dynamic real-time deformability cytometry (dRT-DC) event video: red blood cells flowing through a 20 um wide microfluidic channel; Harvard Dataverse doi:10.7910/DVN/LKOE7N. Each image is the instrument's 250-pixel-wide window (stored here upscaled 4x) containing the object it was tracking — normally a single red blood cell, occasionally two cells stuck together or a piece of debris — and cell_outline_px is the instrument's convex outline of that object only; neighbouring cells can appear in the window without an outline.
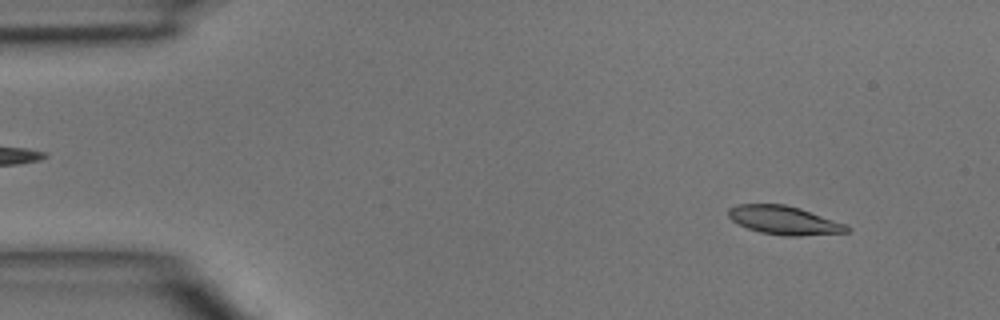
{"species": "common noctule bat (a hibernating species)", "species_latin": "Nyctalus noctula", "temperature_condition": "room temperature", "stored_images_in_passage": 46, "camera_frame_rate_fps": 3000, "um_per_image_px": 0.085, "animal": {"sex": "male", "body_mass_g": 15.6}, "frame": {"image": 1, "passage_image": 4, "time_ms": 1.0, "image_size_px": [1000, 320], "cell_outline_px": [[852, 228], [848, 232], [800, 236], [784, 236], [760, 232], [748, 228], [732, 220], [728, 216], [728, 208], [736, 204], [784, 204], [800, 208], [848, 224]], "centroid_in_image_um": [66.69, 18.72], "position_along_channel_um": 18.3, "area_um2": 19.88}}
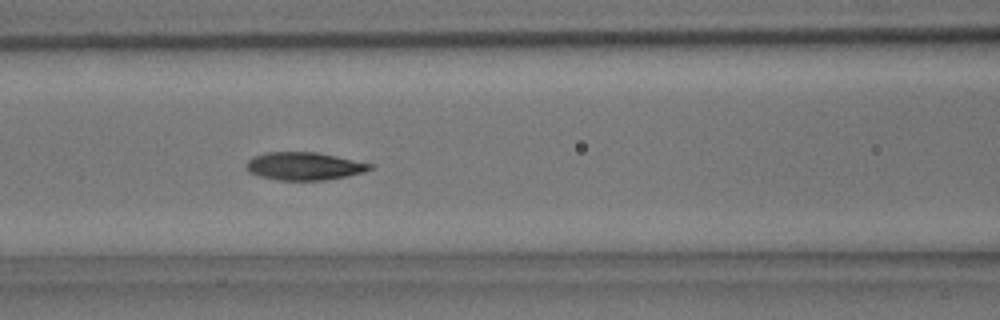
{"frame": {"image": 2, "passage_image": 19, "time_ms": 6.0, "image_size_px": [1000, 320], "cell_outline_px": [[372, 168], [364, 172], [348, 176], [324, 180], [276, 180], [260, 176], [248, 172], [248, 160], [252, 156], [268, 152], [316, 152], [336, 156], [372, 164]], "centroid_in_image_um": [25.85, 14.12], "position_along_channel_um": 140.8, "area_um2": 19.94}}
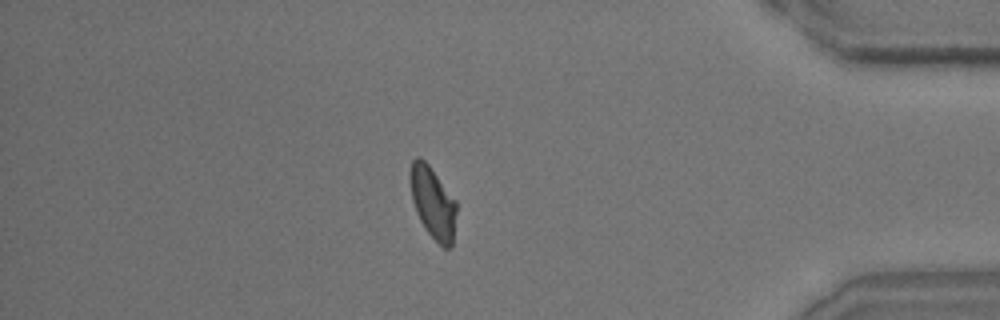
{"frame": {"image": 3, "passage_image": 40, "time_ms": 13.0, "image_size_px": [1000, 320], "cell_outline_px": [[456, 212], [452, 244], [448, 248], [444, 248], [428, 232], [420, 220], [416, 212], [412, 200], [408, 180], [408, 176], [412, 160], [416, 156], [420, 156], [428, 164], [456, 200]], "centroid_in_image_um": [36.76, 17.17], "position_along_channel_um": 398.4, "area_um2": 19.36}}